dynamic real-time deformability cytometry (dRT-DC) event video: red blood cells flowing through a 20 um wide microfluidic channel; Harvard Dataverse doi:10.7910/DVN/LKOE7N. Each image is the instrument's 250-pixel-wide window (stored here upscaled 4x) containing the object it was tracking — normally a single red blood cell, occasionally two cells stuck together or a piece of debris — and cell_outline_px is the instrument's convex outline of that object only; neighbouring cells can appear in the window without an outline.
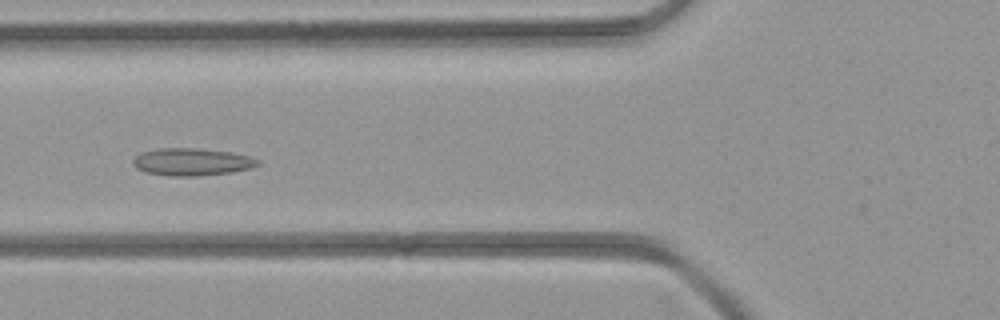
{"species": "common noctule bat (a hibernating species)", "species_latin": "Nyctalus noctula", "temperature_condition": "room temperature", "stored_images_in_passage": 44, "segment_of_instrument_passage": [1, 2], "camera_frame_rate_fps": 3000, "um_per_image_px": 0.085, "animal": {"sex": "female", "body_mass_g": 21.9}, "frame": {"image": 1, "passage_image": 16, "time_ms": 5.0, "image_size_px": [1000, 320], "cell_outline_px": [[260, 164], [248, 168], [232, 172], [196, 176], [168, 176], [148, 172], [136, 168], [132, 164], [132, 160], [140, 152], [160, 148], [196, 148], [232, 152], [252, 156], [260, 160]], "centroid_in_image_um": [16.31, 13.75], "position_along_channel_um": 109.5, "area_um2": 20.0}}
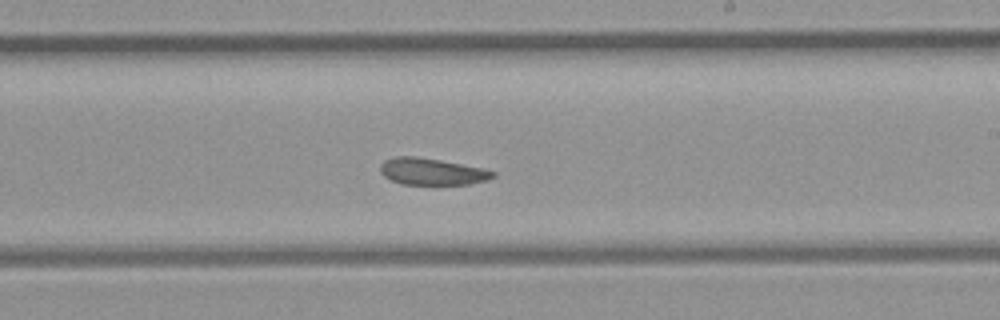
{"frame": {"image": 2, "passage_image": 25, "time_ms": 8.0, "image_size_px": [1000, 320], "cell_outline_px": [[496, 176], [488, 180], [468, 184], [404, 184], [392, 180], [384, 176], [380, 172], [380, 164], [384, 160], [396, 156], [416, 156], [440, 160], [484, 168], [496, 172]], "centroid_in_image_um": [36.73, 14.57], "position_along_channel_um": 252.3, "area_um2": 17.57}}
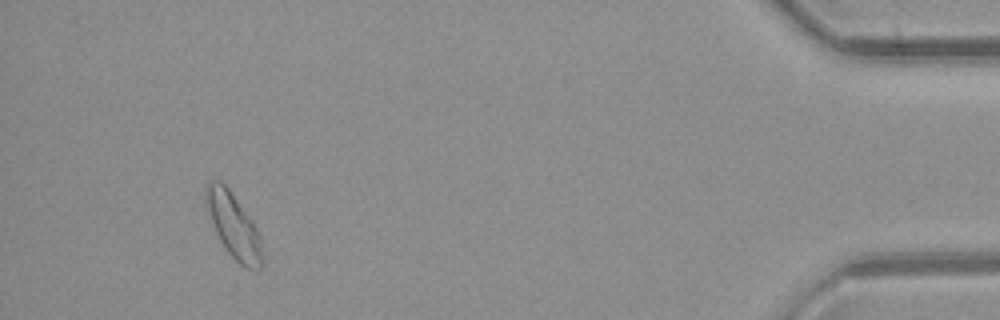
{"frame": {"image": 3, "passage_image": 40, "time_ms": 13.0, "image_size_px": [1000, 320], "cell_outline_px": [[264, 264], [256, 272], [244, 268], [228, 252], [220, 240], [204, 208], [204, 188], [208, 180], [220, 180], [228, 188], [252, 220], [260, 236], [264, 256]], "centroid_in_image_um": [19.84, 19.19], "position_along_channel_um": 415.4, "area_um2": 21.85}}